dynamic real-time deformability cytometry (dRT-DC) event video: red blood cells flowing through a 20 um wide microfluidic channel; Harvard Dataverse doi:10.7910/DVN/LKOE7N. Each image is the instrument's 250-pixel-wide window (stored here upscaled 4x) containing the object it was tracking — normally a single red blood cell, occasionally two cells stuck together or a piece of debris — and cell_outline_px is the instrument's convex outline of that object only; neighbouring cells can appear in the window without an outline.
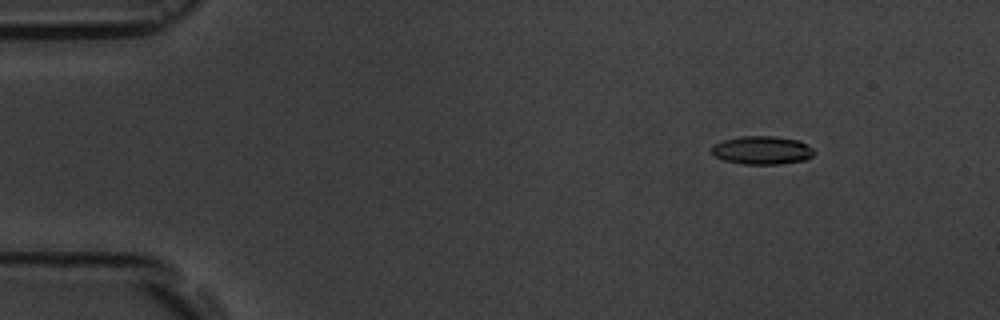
{"species": "common noctule bat (a hibernating species)", "species_latin": "Nyctalus noctula", "temperature_condition": "room temperature", "stored_images_in_passage": 5, "camera_frame_rate_fps": 3000, "um_per_image_px": 0.085, "animal": {"sex": "male", "body_mass_g": 19.5, "forearm_length_mm": 54.6}, "frame": {"image": 1, "passage_image": 3, "time_ms": 2.0, "image_size_px": [1000, 320], "cell_outline_px": [[812, 156], [804, 160], [780, 164], [744, 164], [724, 160], [716, 156], [708, 148], [712, 144], [724, 140], [740, 136], [772, 136], [800, 140], [812, 148]], "centroid_in_image_um": [64.73, 12.76], "position_along_channel_um": 20.3, "area_um2": 16.88}}